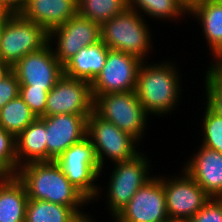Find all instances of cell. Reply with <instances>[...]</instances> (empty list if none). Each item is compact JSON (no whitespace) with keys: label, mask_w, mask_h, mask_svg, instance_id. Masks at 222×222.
<instances>
[{"label":"cell","mask_w":222,"mask_h":222,"mask_svg":"<svg viewBox=\"0 0 222 222\" xmlns=\"http://www.w3.org/2000/svg\"><path fill=\"white\" fill-rule=\"evenodd\" d=\"M20 83L17 76L11 71L4 79L0 81V109L10 100L19 96Z\"/></svg>","instance_id":"31"},{"label":"cell","mask_w":222,"mask_h":222,"mask_svg":"<svg viewBox=\"0 0 222 222\" xmlns=\"http://www.w3.org/2000/svg\"><path fill=\"white\" fill-rule=\"evenodd\" d=\"M41 119L46 124L47 162L55 161L72 144L87 137V118L81 114H58Z\"/></svg>","instance_id":"15"},{"label":"cell","mask_w":222,"mask_h":222,"mask_svg":"<svg viewBox=\"0 0 222 222\" xmlns=\"http://www.w3.org/2000/svg\"><path fill=\"white\" fill-rule=\"evenodd\" d=\"M180 178H161L165 193L167 213L171 219L193 217L209 200L210 196L185 171Z\"/></svg>","instance_id":"13"},{"label":"cell","mask_w":222,"mask_h":222,"mask_svg":"<svg viewBox=\"0 0 222 222\" xmlns=\"http://www.w3.org/2000/svg\"><path fill=\"white\" fill-rule=\"evenodd\" d=\"M37 117L20 95L0 109V127L17 137Z\"/></svg>","instance_id":"23"},{"label":"cell","mask_w":222,"mask_h":222,"mask_svg":"<svg viewBox=\"0 0 222 222\" xmlns=\"http://www.w3.org/2000/svg\"><path fill=\"white\" fill-rule=\"evenodd\" d=\"M75 222H84V215L80 216Z\"/></svg>","instance_id":"39"},{"label":"cell","mask_w":222,"mask_h":222,"mask_svg":"<svg viewBox=\"0 0 222 222\" xmlns=\"http://www.w3.org/2000/svg\"><path fill=\"white\" fill-rule=\"evenodd\" d=\"M16 175L25 185L29 199L69 206L84 215L78 207L89 200L70 183L55 161L24 164Z\"/></svg>","instance_id":"1"},{"label":"cell","mask_w":222,"mask_h":222,"mask_svg":"<svg viewBox=\"0 0 222 222\" xmlns=\"http://www.w3.org/2000/svg\"><path fill=\"white\" fill-rule=\"evenodd\" d=\"M87 137L94 147L101 170L104 165V156H108L117 163L133 159L139 154L135 150L138 141L136 138L119 129L114 123L103 119L94 110L87 118Z\"/></svg>","instance_id":"7"},{"label":"cell","mask_w":222,"mask_h":222,"mask_svg":"<svg viewBox=\"0 0 222 222\" xmlns=\"http://www.w3.org/2000/svg\"><path fill=\"white\" fill-rule=\"evenodd\" d=\"M27 191L17 175L0 178V222H25Z\"/></svg>","instance_id":"20"},{"label":"cell","mask_w":222,"mask_h":222,"mask_svg":"<svg viewBox=\"0 0 222 222\" xmlns=\"http://www.w3.org/2000/svg\"><path fill=\"white\" fill-rule=\"evenodd\" d=\"M108 48L102 40L81 48L64 66V75L92 83L103 69Z\"/></svg>","instance_id":"19"},{"label":"cell","mask_w":222,"mask_h":222,"mask_svg":"<svg viewBox=\"0 0 222 222\" xmlns=\"http://www.w3.org/2000/svg\"><path fill=\"white\" fill-rule=\"evenodd\" d=\"M100 30L101 40L108 48L131 54L142 61L151 47L150 32L141 12L129 7L103 22Z\"/></svg>","instance_id":"3"},{"label":"cell","mask_w":222,"mask_h":222,"mask_svg":"<svg viewBox=\"0 0 222 222\" xmlns=\"http://www.w3.org/2000/svg\"><path fill=\"white\" fill-rule=\"evenodd\" d=\"M164 222H188L186 219H171L168 218Z\"/></svg>","instance_id":"37"},{"label":"cell","mask_w":222,"mask_h":222,"mask_svg":"<svg viewBox=\"0 0 222 222\" xmlns=\"http://www.w3.org/2000/svg\"><path fill=\"white\" fill-rule=\"evenodd\" d=\"M188 13L200 20L207 45L217 60L213 64L222 65V0H200L189 7Z\"/></svg>","instance_id":"18"},{"label":"cell","mask_w":222,"mask_h":222,"mask_svg":"<svg viewBox=\"0 0 222 222\" xmlns=\"http://www.w3.org/2000/svg\"><path fill=\"white\" fill-rule=\"evenodd\" d=\"M203 118L204 140L202 146L222 154V117L207 105Z\"/></svg>","instance_id":"27"},{"label":"cell","mask_w":222,"mask_h":222,"mask_svg":"<svg viewBox=\"0 0 222 222\" xmlns=\"http://www.w3.org/2000/svg\"><path fill=\"white\" fill-rule=\"evenodd\" d=\"M80 215L71 207L28 199L25 222H75Z\"/></svg>","instance_id":"22"},{"label":"cell","mask_w":222,"mask_h":222,"mask_svg":"<svg viewBox=\"0 0 222 222\" xmlns=\"http://www.w3.org/2000/svg\"><path fill=\"white\" fill-rule=\"evenodd\" d=\"M55 162L70 183L89 201L99 194V187L94 184L101 173L94 147L88 137L72 144Z\"/></svg>","instance_id":"6"},{"label":"cell","mask_w":222,"mask_h":222,"mask_svg":"<svg viewBox=\"0 0 222 222\" xmlns=\"http://www.w3.org/2000/svg\"><path fill=\"white\" fill-rule=\"evenodd\" d=\"M12 14H0V32H1V29L5 23V21L7 20L8 16H10Z\"/></svg>","instance_id":"35"},{"label":"cell","mask_w":222,"mask_h":222,"mask_svg":"<svg viewBox=\"0 0 222 222\" xmlns=\"http://www.w3.org/2000/svg\"><path fill=\"white\" fill-rule=\"evenodd\" d=\"M147 158L139 153L133 159L117 162L111 173L108 188V208L112 217L131 200L136 191L152 177L148 175ZM148 175V176H147Z\"/></svg>","instance_id":"9"},{"label":"cell","mask_w":222,"mask_h":222,"mask_svg":"<svg viewBox=\"0 0 222 222\" xmlns=\"http://www.w3.org/2000/svg\"><path fill=\"white\" fill-rule=\"evenodd\" d=\"M116 220V222H120L116 217H114ZM91 218L87 216V214H84V222H92V220H90Z\"/></svg>","instance_id":"38"},{"label":"cell","mask_w":222,"mask_h":222,"mask_svg":"<svg viewBox=\"0 0 222 222\" xmlns=\"http://www.w3.org/2000/svg\"><path fill=\"white\" fill-rule=\"evenodd\" d=\"M21 14L49 33L77 14V0H30Z\"/></svg>","instance_id":"17"},{"label":"cell","mask_w":222,"mask_h":222,"mask_svg":"<svg viewBox=\"0 0 222 222\" xmlns=\"http://www.w3.org/2000/svg\"><path fill=\"white\" fill-rule=\"evenodd\" d=\"M93 110L137 140L142 138L148 114L136 91L99 95L94 99Z\"/></svg>","instance_id":"5"},{"label":"cell","mask_w":222,"mask_h":222,"mask_svg":"<svg viewBox=\"0 0 222 222\" xmlns=\"http://www.w3.org/2000/svg\"><path fill=\"white\" fill-rule=\"evenodd\" d=\"M11 71L12 67L0 59V81L4 79V77H6Z\"/></svg>","instance_id":"33"},{"label":"cell","mask_w":222,"mask_h":222,"mask_svg":"<svg viewBox=\"0 0 222 222\" xmlns=\"http://www.w3.org/2000/svg\"><path fill=\"white\" fill-rule=\"evenodd\" d=\"M0 14H13L3 3V0H0Z\"/></svg>","instance_id":"34"},{"label":"cell","mask_w":222,"mask_h":222,"mask_svg":"<svg viewBox=\"0 0 222 222\" xmlns=\"http://www.w3.org/2000/svg\"><path fill=\"white\" fill-rule=\"evenodd\" d=\"M128 7L139 12L138 7L141 12H145L144 14L157 19L175 18L176 20L179 15L189 12V8L181 0H128Z\"/></svg>","instance_id":"25"},{"label":"cell","mask_w":222,"mask_h":222,"mask_svg":"<svg viewBox=\"0 0 222 222\" xmlns=\"http://www.w3.org/2000/svg\"><path fill=\"white\" fill-rule=\"evenodd\" d=\"M128 7V0H77V14L100 25Z\"/></svg>","instance_id":"24"},{"label":"cell","mask_w":222,"mask_h":222,"mask_svg":"<svg viewBox=\"0 0 222 222\" xmlns=\"http://www.w3.org/2000/svg\"><path fill=\"white\" fill-rule=\"evenodd\" d=\"M188 222H222V198L210 200Z\"/></svg>","instance_id":"30"},{"label":"cell","mask_w":222,"mask_h":222,"mask_svg":"<svg viewBox=\"0 0 222 222\" xmlns=\"http://www.w3.org/2000/svg\"><path fill=\"white\" fill-rule=\"evenodd\" d=\"M93 103L90 83L63 75L48 92L45 116L81 114L88 118Z\"/></svg>","instance_id":"11"},{"label":"cell","mask_w":222,"mask_h":222,"mask_svg":"<svg viewBox=\"0 0 222 222\" xmlns=\"http://www.w3.org/2000/svg\"><path fill=\"white\" fill-rule=\"evenodd\" d=\"M184 170L211 197L222 198V154L201 146Z\"/></svg>","instance_id":"16"},{"label":"cell","mask_w":222,"mask_h":222,"mask_svg":"<svg viewBox=\"0 0 222 222\" xmlns=\"http://www.w3.org/2000/svg\"><path fill=\"white\" fill-rule=\"evenodd\" d=\"M49 91L33 88L32 86H20L19 95L29 106L31 112L37 117H45V108Z\"/></svg>","instance_id":"29"},{"label":"cell","mask_w":222,"mask_h":222,"mask_svg":"<svg viewBox=\"0 0 222 222\" xmlns=\"http://www.w3.org/2000/svg\"><path fill=\"white\" fill-rule=\"evenodd\" d=\"M15 142L19 167L32 162H47L46 124L41 118H36L15 137Z\"/></svg>","instance_id":"21"},{"label":"cell","mask_w":222,"mask_h":222,"mask_svg":"<svg viewBox=\"0 0 222 222\" xmlns=\"http://www.w3.org/2000/svg\"><path fill=\"white\" fill-rule=\"evenodd\" d=\"M142 62L136 56L110 49L103 69L90 84L93 100L99 95L135 91Z\"/></svg>","instance_id":"8"},{"label":"cell","mask_w":222,"mask_h":222,"mask_svg":"<svg viewBox=\"0 0 222 222\" xmlns=\"http://www.w3.org/2000/svg\"><path fill=\"white\" fill-rule=\"evenodd\" d=\"M178 79V72L173 64L167 61L147 66L142 62L135 91L148 115H161L172 111L180 96Z\"/></svg>","instance_id":"2"},{"label":"cell","mask_w":222,"mask_h":222,"mask_svg":"<svg viewBox=\"0 0 222 222\" xmlns=\"http://www.w3.org/2000/svg\"><path fill=\"white\" fill-rule=\"evenodd\" d=\"M17 169L15 137L0 127V172L3 175H16Z\"/></svg>","instance_id":"28"},{"label":"cell","mask_w":222,"mask_h":222,"mask_svg":"<svg viewBox=\"0 0 222 222\" xmlns=\"http://www.w3.org/2000/svg\"><path fill=\"white\" fill-rule=\"evenodd\" d=\"M181 1H183L186 4V6L189 8L191 5H193L194 3L200 0H181Z\"/></svg>","instance_id":"36"},{"label":"cell","mask_w":222,"mask_h":222,"mask_svg":"<svg viewBox=\"0 0 222 222\" xmlns=\"http://www.w3.org/2000/svg\"><path fill=\"white\" fill-rule=\"evenodd\" d=\"M206 71L207 104L215 113L222 117V65L211 64Z\"/></svg>","instance_id":"26"},{"label":"cell","mask_w":222,"mask_h":222,"mask_svg":"<svg viewBox=\"0 0 222 222\" xmlns=\"http://www.w3.org/2000/svg\"><path fill=\"white\" fill-rule=\"evenodd\" d=\"M52 37H56L58 47L54 54L64 66L81 48L101 40L100 24L76 14L49 32V42Z\"/></svg>","instance_id":"14"},{"label":"cell","mask_w":222,"mask_h":222,"mask_svg":"<svg viewBox=\"0 0 222 222\" xmlns=\"http://www.w3.org/2000/svg\"><path fill=\"white\" fill-rule=\"evenodd\" d=\"M3 3L13 14H16L25 9L27 0H3Z\"/></svg>","instance_id":"32"},{"label":"cell","mask_w":222,"mask_h":222,"mask_svg":"<svg viewBox=\"0 0 222 222\" xmlns=\"http://www.w3.org/2000/svg\"><path fill=\"white\" fill-rule=\"evenodd\" d=\"M50 45L51 43H48L42 49L27 54L12 66L20 86L50 91L64 75L63 65Z\"/></svg>","instance_id":"10"},{"label":"cell","mask_w":222,"mask_h":222,"mask_svg":"<svg viewBox=\"0 0 222 222\" xmlns=\"http://www.w3.org/2000/svg\"><path fill=\"white\" fill-rule=\"evenodd\" d=\"M115 217L120 222H164L168 219L162 180L152 177Z\"/></svg>","instance_id":"12"},{"label":"cell","mask_w":222,"mask_h":222,"mask_svg":"<svg viewBox=\"0 0 222 222\" xmlns=\"http://www.w3.org/2000/svg\"><path fill=\"white\" fill-rule=\"evenodd\" d=\"M49 43V33L21 13L8 16L0 32V59L11 67Z\"/></svg>","instance_id":"4"}]
</instances>
